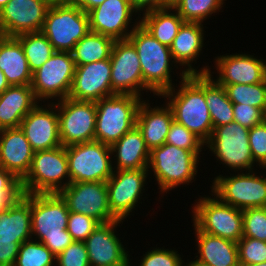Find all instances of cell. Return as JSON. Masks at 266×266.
Here are the masks:
<instances>
[{
    "label": "cell",
    "mask_w": 266,
    "mask_h": 266,
    "mask_svg": "<svg viewBox=\"0 0 266 266\" xmlns=\"http://www.w3.org/2000/svg\"><path fill=\"white\" fill-rule=\"evenodd\" d=\"M4 37L3 31L1 29V25H0V40Z\"/></svg>",
    "instance_id": "obj_56"
},
{
    "label": "cell",
    "mask_w": 266,
    "mask_h": 266,
    "mask_svg": "<svg viewBox=\"0 0 266 266\" xmlns=\"http://www.w3.org/2000/svg\"><path fill=\"white\" fill-rule=\"evenodd\" d=\"M244 266H266V262H264V263H256V264H249V265H244Z\"/></svg>",
    "instance_id": "obj_55"
},
{
    "label": "cell",
    "mask_w": 266,
    "mask_h": 266,
    "mask_svg": "<svg viewBox=\"0 0 266 266\" xmlns=\"http://www.w3.org/2000/svg\"><path fill=\"white\" fill-rule=\"evenodd\" d=\"M149 171L147 168L114 170L106 181L110 211L118 220L124 221L140 203Z\"/></svg>",
    "instance_id": "obj_15"
},
{
    "label": "cell",
    "mask_w": 266,
    "mask_h": 266,
    "mask_svg": "<svg viewBox=\"0 0 266 266\" xmlns=\"http://www.w3.org/2000/svg\"><path fill=\"white\" fill-rule=\"evenodd\" d=\"M249 129L237 122L215 127L205 146L214 154L216 160L231 170L252 171L255 166L250 144Z\"/></svg>",
    "instance_id": "obj_10"
},
{
    "label": "cell",
    "mask_w": 266,
    "mask_h": 266,
    "mask_svg": "<svg viewBox=\"0 0 266 266\" xmlns=\"http://www.w3.org/2000/svg\"><path fill=\"white\" fill-rule=\"evenodd\" d=\"M10 0H0V10L9 2Z\"/></svg>",
    "instance_id": "obj_54"
},
{
    "label": "cell",
    "mask_w": 266,
    "mask_h": 266,
    "mask_svg": "<svg viewBox=\"0 0 266 266\" xmlns=\"http://www.w3.org/2000/svg\"><path fill=\"white\" fill-rule=\"evenodd\" d=\"M132 7L138 13V19H140L139 13H145L151 10L162 9V0H129Z\"/></svg>",
    "instance_id": "obj_48"
},
{
    "label": "cell",
    "mask_w": 266,
    "mask_h": 266,
    "mask_svg": "<svg viewBox=\"0 0 266 266\" xmlns=\"http://www.w3.org/2000/svg\"><path fill=\"white\" fill-rule=\"evenodd\" d=\"M211 195L201 196L192 207L193 225L202 232L237 243L243 236L242 210L222 202L213 193Z\"/></svg>",
    "instance_id": "obj_8"
},
{
    "label": "cell",
    "mask_w": 266,
    "mask_h": 266,
    "mask_svg": "<svg viewBox=\"0 0 266 266\" xmlns=\"http://www.w3.org/2000/svg\"><path fill=\"white\" fill-rule=\"evenodd\" d=\"M22 45L30 71L39 69L55 52L42 32L23 33L15 37Z\"/></svg>",
    "instance_id": "obj_34"
},
{
    "label": "cell",
    "mask_w": 266,
    "mask_h": 266,
    "mask_svg": "<svg viewBox=\"0 0 266 266\" xmlns=\"http://www.w3.org/2000/svg\"><path fill=\"white\" fill-rule=\"evenodd\" d=\"M133 14L137 15V11L129 0H105L88 12L89 29L91 32L109 36L114 40H125L140 24L138 19L135 23L131 22ZM131 23L134 24L130 26Z\"/></svg>",
    "instance_id": "obj_17"
},
{
    "label": "cell",
    "mask_w": 266,
    "mask_h": 266,
    "mask_svg": "<svg viewBox=\"0 0 266 266\" xmlns=\"http://www.w3.org/2000/svg\"><path fill=\"white\" fill-rule=\"evenodd\" d=\"M100 223L92 217L70 212L67 231L73 241L84 242Z\"/></svg>",
    "instance_id": "obj_42"
},
{
    "label": "cell",
    "mask_w": 266,
    "mask_h": 266,
    "mask_svg": "<svg viewBox=\"0 0 266 266\" xmlns=\"http://www.w3.org/2000/svg\"><path fill=\"white\" fill-rule=\"evenodd\" d=\"M57 266H90L84 242L73 241L56 256Z\"/></svg>",
    "instance_id": "obj_45"
},
{
    "label": "cell",
    "mask_w": 266,
    "mask_h": 266,
    "mask_svg": "<svg viewBox=\"0 0 266 266\" xmlns=\"http://www.w3.org/2000/svg\"><path fill=\"white\" fill-rule=\"evenodd\" d=\"M76 65L71 52L55 51L54 54L32 73L31 88L40 102L61 100L69 96Z\"/></svg>",
    "instance_id": "obj_12"
},
{
    "label": "cell",
    "mask_w": 266,
    "mask_h": 266,
    "mask_svg": "<svg viewBox=\"0 0 266 266\" xmlns=\"http://www.w3.org/2000/svg\"><path fill=\"white\" fill-rule=\"evenodd\" d=\"M200 154L166 143L152 149L147 169H152L159 193L164 194L181 184L189 185L195 181Z\"/></svg>",
    "instance_id": "obj_4"
},
{
    "label": "cell",
    "mask_w": 266,
    "mask_h": 266,
    "mask_svg": "<svg viewBox=\"0 0 266 266\" xmlns=\"http://www.w3.org/2000/svg\"><path fill=\"white\" fill-rule=\"evenodd\" d=\"M9 86L10 84L7 82L5 75L0 69V94L5 91Z\"/></svg>",
    "instance_id": "obj_50"
},
{
    "label": "cell",
    "mask_w": 266,
    "mask_h": 266,
    "mask_svg": "<svg viewBox=\"0 0 266 266\" xmlns=\"http://www.w3.org/2000/svg\"><path fill=\"white\" fill-rule=\"evenodd\" d=\"M130 261H131V259L128 257L124 262L118 263L115 265H111V266H131Z\"/></svg>",
    "instance_id": "obj_53"
},
{
    "label": "cell",
    "mask_w": 266,
    "mask_h": 266,
    "mask_svg": "<svg viewBox=\"0 0 266 266\" xmlns=\"http://www.w3.org/2000/svg\"><path fill=\"white\" fill-rule=\"evenodd\" d=\"M56 102L39 103L23 118L20 128L34 152L61 146Z\"/></svg>",
    "instance_id": "obj_19"
},
{
    "label": "cell",
    "mask_w": 266,
    "mask_h": 266,
    "mask_svg": "<svg viewBox=\"0 0 266 266\" xmlns=\"http://www.w3.org/2000/svg\"><path fill=\"white\" fill-rule=\"evenodd\" d=\"M149 100H143L137 112L136 126L141 131L147 148L151 151L163 145L174 120L171 107L166 103L165 107L151 108Z\"/></svg>",
    "instance_id": "obj_25"
},
{
    "label": "cell",
    "mask_w": 266,
    "mask_h": 266,
    "mask_svg": "<svg viewBox=\"0 0 266 266\" xmlns=\"http://www.w3.org/2000/svg\"><path fill=\"white\" fill-rule=\"evenodd\" d=\"M31 239V194H24L12 208L0 212V243H23Z\"/></svg>",
    "instance_id": "obj_28"
},
{
    "label": "cell",
    "mask_w": 266,
    "mask_h": 266,
    "mask_svg": "<svg viewBox=\"0 0 266 266\" xmlns=\"http://www.w3.org/2000/svg\"><path fill=\"white\" fill-rule=\"evenodd\" d=\"M66 154L70 183L106 182L114 172L111 148L99 141L67 146Z\"/></svg>",
    "instance_id": "obj_9"
},
{
    "label": "cell",
    "mask_w": 266,
    "mask_h": 266,
    "mask_svg": "<svg viewBox=\"0 0 266 266\" xmlns=\"http://www.w3.org/2000/svg\"><path fill=\"white\" fill-rule=\"evenodd\" d=\"M22 243H0V266H14Z\"/></svg>",
    "instance_id": "obj_47"
},
{
    "label": "cell",
    "mask_w": 266,
    "mask_h": 266,
    "mask_svg": "<svg viewBox=\"0 0 266 266\" xmlns=\"http://www.w3.org/2000/svg\"><path fill=\"white\" fill-rule=\"evenodd\" d=\"M39 103L31 85H11L0 94V128L20 127L23 118Z\"/></svg>",
    "instance_id": "obj_26"
},
{
    "label": "cell",
    "mask_w": 266,
    "mask_h": 266,
    "mask_svg": "<svg viewBox=\"0 0 266 266\" xmlns=\"http://www.w3.org/2000/svg\"><path fill=\"white\" fill-rule=\"evenodd\" d=\"M143 98L114 94L95 102V140L111 146L136 126L137 112Z\"/></svg>",
    "instance_id": "obj_5"
},
{
    "label": "cell",
    "mask_w": 266,
    "mask_h": 266,
    "mask_svg": "<svg viewBox=\"0 0 266 266\" xmlns=\"http://www.w3.org/2000/svg\"><path fill=\"white\" fill-rule=\"evenodd\" d=\"M110 61L112 95L130 94L142 97L143 77L134 45L128 39L115 40Z\"/></svg>",
    "instance_id": "obj_16"
},
{
    "label": "cell",
    "mask_w": 266,
    "mask_h": 266,
    "mask_svg": "<svg viewBox=\"0 0 266 266\" xmlns=\"http://www.w3.org/2000/svg\"><path fill=\"white\" fill-rule=\"evenodd\" d=\"M111 95L110 58L76 66L68 96L70 99L96 102Z\"/></svg>",
    "instance_id": "obj_20"
},
{
    "label": "cell",
    "mask_w": 266,
    "mask_h": 266,
    "mask_svg": "<svg viewBox=\"0 0 266 266\" xmlns=\"http://www.w3.org/2000/svg\"><path fill=\"white\" fill-rule=\"evenodd\" d=\"M239 265L266 262V242L242 236L237 242Z\"/></svg>",
    "instance_id": "obj_41"
},
{
    "label": "cell",
    "mask_w": 266,
    "mask_h": 266,
    "mask_svg": "<svg viewBox=\"0 0 266 266\" xmlns=\"http://www.w3.org/2000/svg\"><path fill=\"white\" fill-rule=\"evenodd\" d=\"M55 266L56 256L40 241L28 240L19 247L14 266Z\"/></svg>",
    "instance_id": "obj_36"
},
{
    "label": "cell",
    "mask_w": 266,
    "mask_h": 266,
    "mask_svg": "<svg viewBox=\"0 0 266 266\" xmlns=\"http://www.w3.org/2000/svg\"><path fill=\"white\" fill-rule=\"evenodd\" d=\"M24 194L21 180L0 166V212L12 208Z\"/></svg>",
    "instance_id": "obj_38"
},
{
    "label": "cell",
    "mask_w": 266,
    "mask_h": 266,
    "mask_svg": "<svg viewBox=\"0 0 266 266\" xmlns=\"http://www.w3.org/2000/svg\"><path fill=\"white\" fill-rule=\"evenodd\" d=\"M249 144L254 162L266 169V119L249 129Z\"/></svg>",
    "instance_id": "obj_43"
},
{
    "label": "cell",
    "mask_w": 266,
    "mask_h": 266,
    "mask_svg": "<svg viewBox=\"0 0 266 266\" xmlns=\"http://www.w3.org/2000/svg\"><path fill=\"white\" fill-rule=\"evenodd\" d=\"M69 213L58 193L31 194L32 239L43 243L55 256L63 252L73 242L67 231Z\"/></svg>",
    "instance_id": "obj_2"
},
{
    "label": "cell",
    "mask_w": 266,
    "mask_h": 266,
    "mask_svg": "<svg viewBox=\"0 0 266 266\" xmlns=\"http://www.w3.org/2000/svg\"><path fill=\"white\" fill-rule=\"evenodd\" d=\"M250 54L220 55L215 58L218 85L257 84L265 81L266 61Z\"/></svg>",
    "instance_id": "obj_22"
},
{
    "label": "cell",
    "mask_w": 266,
    "mask_h": 266,
    "mask_svg": "<svg viewBox=\"0 0 266 266\" xmlns=\"http://www.w3.org/2000/svg\"><path fill=\"white\" fill-rule=\"evenodd\" d=\"M237 173L230 177L216 176L211 192L222 202L240 210L266 207V176H259L253 170Z\"/></svg>",
    "instance_id": "obj_11"
},
{
    "label": "cell",
    "mask_w": 266,
    "mask_h": 266,
    "mask_svg": "<svg viewBox=\"0 0 266 266\" xmlns=\"http://www.w3.org/2000/svg\"><path fill=\"white\" fill-rule=\"evenodd\" d=\"M58 113L59 137L62 146L95 140L96 105L66 97L55 104Z\"/></svg>",
    "instance_id": "obj_13"
},
{
    "label": "cell",
    "mask_w": 266,
    "mask_h": 266,
    "mask_svg": "<svg viewBox=\"0 0 266 266\" xmlns=\"http://www.w3.org/2000/svg\"><path fill=\"white\" fill-rule=\"evenodd\" d=\"M211 70L205 74V100L210 112L213 129L234 121L233 103L228 99L223 86L212 77Z\"/></svg>",
    "instance_id": "obj_33"
},
{
    "label": "cell",
    "mask_w": 266,
    "mask_h": 266,
    "mask_svg": "<svg viewBox=\"0 0 266 266\" xmlns=\"http://www.w3.org/2000/svg\"><path fill=\"white\" fill-rule=\"evenodd\" d=\"M196 261L208 266H240L237 243L200 231L195 225Z\"/></svg>",
    "instance_id": "obj_29"
},
{
    "label": "cell",
    "mask_w": 266,
    "mask_h": 266,
    "mask_svg": "<svg viewBox=\"0 0 266 266\" xmlns=\"http://www.w3.org/2000/svg\"><path fill=\"white\" fill-rule=\"evenodd\" d=\"M180 71L178 90L174 86L161 97L166 98L174 120L206 143L213 133V125L205 100V74L186 75Z\"/></svg>",
    "instance_id": "obj_1"
},
{
    "label": "cell",
    "mask_w": 266,
    "mask_h": 266,
    "mask_svg": "<svg viewBox=\"0 0 266 266\" xmlns=\"http://www.w3.org/2000/svg\"><path fill=\"white\" fill-rule=\"evenodd\" d=\"M225 88L232 103L248 104L260 108L266 114V82L257 84L220 85Z\"/></svg>",
    "instance_id": "obj_35"
},
{
    "label": "cell",
    "mask_w": 266,
    "mask_h": 266,
    "mask_svg": "<svg viewBox=\"0 0 266 266\" xmlns=\"http://www.w3.org/2000/svg\"><path fill=\"white\" fill-rule=\"evenodd\" d=\"M3 129L0 128V143H1V134H2Z\"/></svg>",
    "instance_id": "obj_57"
},
{
    "label": "cell",
    "mask_w": 266,
    "mask_h": 266,
    "mask_svg": "<svg viewBox=\"0 0 266 266\" xmlns=\"http://www.w3.org/2000/svg\"><path fill=\"white\" fill-rule=\"evenodd\" d=\"M127 39L134 45L139 57L143 90L161 96L173 88L171 70L175 62L170 47L161 44L140 24Z\"/></svg>",
    "instance_id": "obj_3"
},
{
    "label": "cell",
    "mask_w": 266,
    "mask_h": 266,
    "mask_svg": "<svg viewBox=\"0 0 266 266\" xmlns=\"http://www.w3.org/2000/svg\"><path fill=\"white\" fill-rule=\"evenodd\" d=\"M105 0H70L73 5L79 6L84 12L88 13L90 10L101 5Z\"/></svg>",
    "instance_id": "obj_49"
},
{
    "label": "cell",
    "mask_w": 266,
    "mask_h": 266,
    "mask_svg": "<svg viewBox=\"0 0 266 266\" xmlns=\"http://www.w3.org/2000/svg\"><path fill=\"white\" fill-rule=\"evenodd\" d=\"M224 3V0H181L174 10L185 22L203 23L213 13L220 11Z\"/></svg>",
    "instance_id": "obj_37"
},
{
    "label": "cell",
    "mask_w": 266,
    "mask_h": 266,
    "mask_svg": "<svg viewBox=\"0 0 266 266\" xmlns=\"http://www.w3.org/2000/svg\"><path fill=\"white\" fill-rule=\"evenodd\" d=\"M115 40L89 31L71 51L76 66L109 59Z\"/></svg>",
    "instance_id": "obj_32"
},
{
    "label": "cell",
    "mask_w": 266,
    "mask_h": 266,
    "mask_svg": "<svg viewBox=\"0 0 266 266\" xmlns=\"http://www.w3.org/2000/svg\"><path fill=\"white\" fill-rule=\"evenodd\" d=\"M234 122L251 129L266 119V114L257 107L233 103Z\"/></svg>",
    "instance_id": "obj_46"
},
{
    "label": "cell",
    "mask_w": 266,
    "mask_h": 266,
    "mask_svg": "<svg viewBox=\"0 0 266 266\" xmlns=\"http://www.w3.org/2000/svg\"><path fill=\"white\" fill-rule=\"evenodd\" d=\"M203 29V23L184 22L170 46L173 61L179 64L174 66L177 68L184 66L186 69L183 71L186 75L208 74L211 69L209 66H203L199 70L192 67L193 61L197 60L204 47L205 32Z\"/></svg>",
    "instance_id": "obj_23"
},
{
    "label": "cell",
    "mask_w": 266,
    "mask_h": 266,
    "mask_svg": "<svg viewBox=\"0 0 266 266\" xmlns=\"http://www.w3.org/2000/svg\"><path fill=\"white\" fill-rule=\"evenodd\" d=\"M110 148L111 155L116 157L114 158L116 161H112L115 163L113 165L114 170L148 168L150 150L137 126L126 132Z\"/></svg>",
    "instance_id": "obj_27"
},
{
    "label": "cell",
    "mask_w": 266,
    "mask_h": 266,
    "mask_svg": "<svg viewBox=\"0 0 266 266\" xmlns=\"http://www.w3.org/2000/svg\"><path fill=\"white\" fill-rule=\"evenodd\" d=\"M186 265H184V266H208V265H205V264H203V263H201V262H199V261H196V260H194V261H189V263H185Z\"/></svg>",
    "instance_id": "obj_52"
},
{
    "label": "cell",
    "mask_w": 266,
    "mask_h": 266,
    "mask_svg": "<svg viewBox=\"0 0 266 266\" xmlns=\"http://www.w3.org/2000/svg\"><path fill=\"white\" fill-rule=\"evenodd\" d=\"M243 212V236L266 242V207L247 208Z\"/></svg>",
    "instance_id": "obj_40"
},
{
    "label": "cell",
    "mask_w": 266,
    "mask_h": 266,
    "mask_svg": "<svg viewBox=\"0 0 266 266\" xmlns=\"http://www.w3.org/2000/svg\"><path fill=\"white\" fill-rule=\"evenodd\" d=\"M0 69L11 85H31L29 69L21 43L15 37L4 36L0 40Z\"/></svg>",
    "instance_id": "obj_30"
},
{
    "label": "cell",
    "mask_w": 266,
    "mask_h": 266,
    "mask_svg": "<svg viewBox=\"0 0 266 266\" xmlns=\"http://www.w3.org/2000/svg\"><path fill=\"white\" fill-rule=\"evenodd\" d=\"M175 11V12H174ZM140 25L161 44L170 47L185 22L174 8H162L142 13Z\"/></svg>",
    "instance_id": "obj_31"
},
{
    "label": "cell",
    "mask_w": 266,
    "mask_h": 266,
    "mask_svg": "<svg viewBox=\"0 0 266 266\" xmlns=\"http://www.w3.org/2000/svg\"><path fill=\"white\" fill-rule=\"evenodd\" d=\"M34 151L20 127L3 129L0 143V166L18 180L28 173Z\"/></svg>",
    "instance_id": "obj_24"
},
{
    "label": "cell",
    "mask_w": 266,
    "mask_h": 266,
    "mask_svg": "<svg viewBox=\"0 0 266 266\" xmlns=\"http://www.w3.org/2000/svg\"><path fill=\"white\" fill-rule=\"evenodd\" d=\"M122 220L99 224L84 241L90 266H111L124 262L130 255L117 237Z\"/></svg>",
    "instance_id": "obj_21"
},
{
    "label": "cell",
    "mask_w": 266,
    "mask_h": 266,
    "mask_svg": "<svg viewBox=\"0 0 266 266\" xmlns=\"http://www.w3.org/2000/svg\"><path fill=\"white\" fill-rule=\"evenodd\" d=\"M89 31L88 13L69 1L51 4L41 30L55 51L62 52H71Z\"/></svg>",
    "instance_id": "obj_6"
},
{
    "label": "cell",
    "mask_w": 266,
    "mask_h": 266,
    "mask_svg": "<svg viewBox=\"0 0 266 266\" xmlns=\"http://www.w3.org/2000/svg\"><path fill=\"white\" fill-rule=\"evenodd\" d=\"M53 2L66 1V0H52Z\"/></svg>",
    "instance_id": "obj_58"
},
{
    "label": "cell",
    "mask_w": 266,
    "mask_h": 266,
    "mask_svg": "<svg viewBox=\"0 0 266 266\" xmlns=\"http://www.w3.org/2000/svg\"><path fill=\"white\" fill-rule=\"evenodd\" d=\"M139 266H184L185 263L178 251L166 248H153L145 252Z\"/></svg>",
    "instance_id": "obj_44"
},
{
    "label": "cell",
    "mask_w": 266,
    "mask_h": 266,
    "mask_svg": "<svg viewBox=\"0 0 266 266\" xmlns=\"http://www.w3.org/2000/svg\"><path fill=\"white\" fill-rule=\"evenodd\" d=\"M21 183L25 194L58 193L66 188L70 183L66 147L34 152Z\"/></svg>",
    "instance_id": "obj_7"
},
{
    "label": "cell",
    "mask_w": 266,
    "mask_h": 266,
    "mask_svg": "<svg viewBox=\"0 0 266 266\" xmlns=\"http://www.w3.org/2000/svg\"><path fill=\"white\" fill-rule=\"evenodd\" d=\"M181 0H162V8H174Z\"/></svg>",
    "instance_id": "obj_51"
},
{
    "label": "cell",
    "mask_w": 266,
    "mask_h": 266,
    "mask_svg": "<svg viewBox=\"0 0 266 266\" xmlns=\"http://www.w3.org/2000/svg\"><path fill=\"white\" fill-rule=\"evenodd\" d=\"M165 143L193 153H200L205 146V143L199 137L175 120L170 125Z\"/></svg>",
    "instance_id": "obj_39"
},
{
    "label": "cell",
    "mask_w": 266,
    "mask_h": 266,
    "mask_svg": "<svg viewBox=\"0 0 266 266\" xmlns=\"http://www.w3.org/2000/svg\"><path fill=\"white\" fill-rule=\"evenodd\" d=\"M58 194L70 212L92 217L100 224L118 220L110 211L106 182L69 183Z\"/></svg>",
    "instance_id": "obj_14"
},
{
    "label": "cell",
    "mask_w": 266,
    "mask_h": 266,
    "mask_svg": "<svg viewBox=\"0 0 266 266\" xmlns=\"http://www.w3.org/2000/svg\"><path fill=\"white\" fill-rule=\"evenodd\" d=\"M52 0H10L0 10V25L4 36L41 32Z\"/></svg>",
    "instance_id": "obj_18"
}]
</instances>
